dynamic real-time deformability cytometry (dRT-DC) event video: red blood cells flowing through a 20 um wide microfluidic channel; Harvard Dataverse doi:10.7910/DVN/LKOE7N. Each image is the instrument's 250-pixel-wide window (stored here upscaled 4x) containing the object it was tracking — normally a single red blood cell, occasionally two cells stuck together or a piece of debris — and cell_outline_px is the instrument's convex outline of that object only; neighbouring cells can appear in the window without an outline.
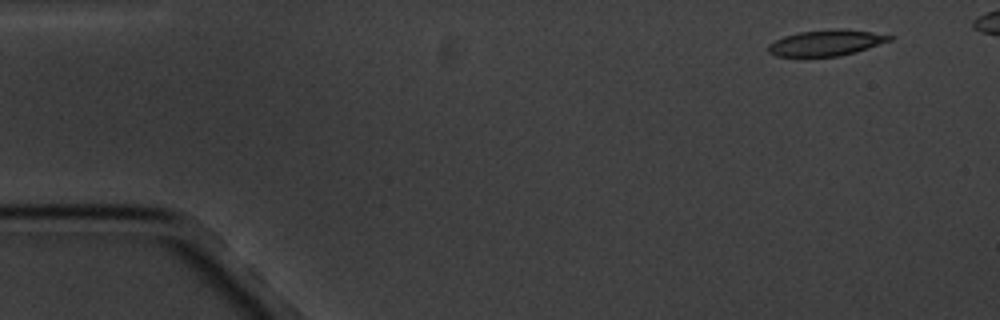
{"species": "common noctule bat (a hibernating species)", "species_latin": "Nyctalus noctula", "temperature_condition": "cold", "stored_images_in_passage": 6, "camera_frame_rate_fps": 3000, "um_per_image_px": 0.085, "animal": {"sex": "male", "body_mass_g": 20.1, "forearm_length_mm": 53.5}, "frame": {"image": 1, "passage_image": 1, "time_ms": 0.0, "image_size_px": [1000, 320], "cell_outline_px": [[892, 40], [856, 52], [840, 56], [776, 56], [768, 52], [768, 44], [784, 36], [800, 32], [836, 28], [840, 28], [872, 32], [892, 36]], "centroid_in_image_um": [70.22, 3.64], "position_along_channel_um": 14.8, "area_um2": 18.21}}
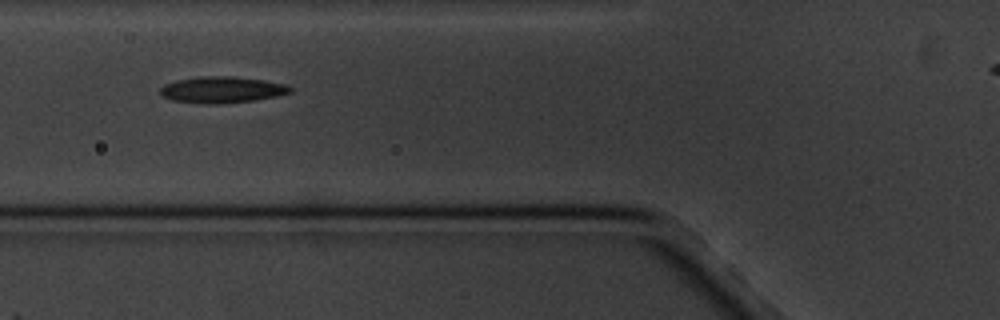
{"frame": {"image": 2, "passage_image": 5, "time_ms": 5.667, "image_size_px": [1000, 320], "cell_outline_px": [[292, 92], [276, 96], [256, 100], [216, 104], [172, 100], [164, 96], [160, 92], [160, 88], [164, 84], [176, 80], [196, 76], [232, 76], [264, 80], [288, 84], [292, 88]], "centroid_in_image_um": [18.9, 7.61], "position_along_channel_um": 106.9, "area_um2": 19.94}}
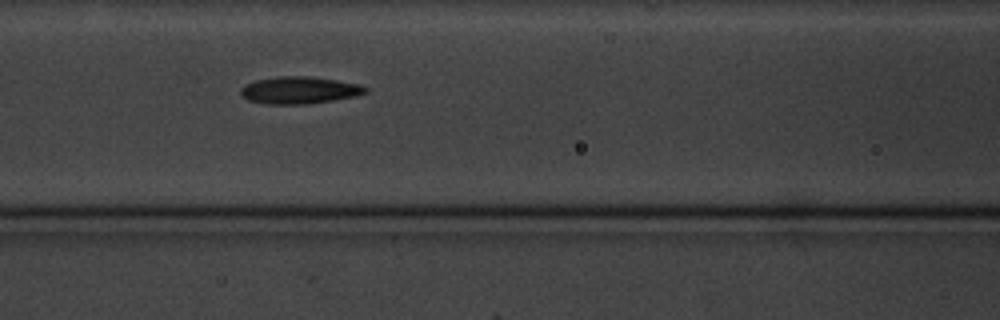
{"frame": {"image": 3, "passage_image": 6, "time_ms": 6.667, "image_size_px": [1000, 320], "cell_outline_px": [[368, 92], [356, 96], [332, 100], [304, 104], [268, 104], [248, 100], [240, 96], [240, 88], [244, 84], [256, 80], [276, 76], [308, 76], [364, 84], [368, 88]], "centroid_in_image_um": [25.45, 7.66], "position_along_channel_um": 141.2, "area_um2": 19.94}}